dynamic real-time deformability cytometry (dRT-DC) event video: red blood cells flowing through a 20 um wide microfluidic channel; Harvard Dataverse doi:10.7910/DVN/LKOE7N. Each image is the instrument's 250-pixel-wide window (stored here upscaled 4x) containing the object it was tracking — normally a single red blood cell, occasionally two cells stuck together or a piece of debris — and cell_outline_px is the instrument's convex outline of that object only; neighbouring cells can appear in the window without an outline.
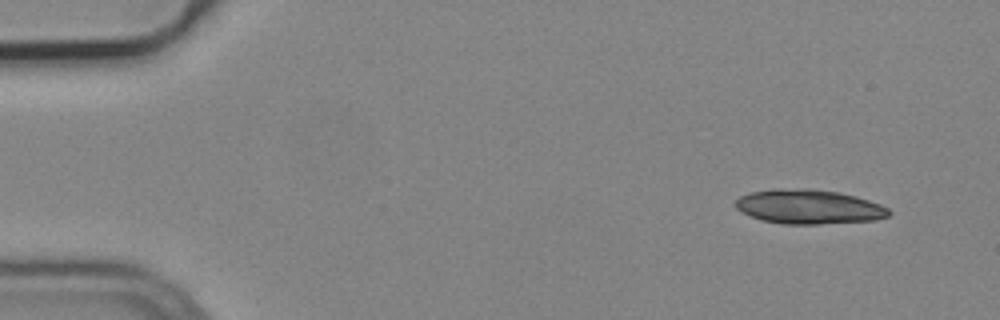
{"species": "common noctule bat (a hibernating species)", "species_latin": "Nyctalus noctula", "temperature_condition": "cold", "stored_images_in_passage": 8, "segment_of_instrument_passage": [1, 2], "camera_frame_rate_fps": 3000, "um_per_image_px": 0.085, "animal": {"sex": "male", "body_mass_g": 19.2, "forearm_length_mm": 51.8}, "frame": {"image": 1, "passage_image": 1, "time_ms": 0.0, "image_size_px": [1000, 320], "cell_outline_px": [[892, 212], [888, 216], [876, 220], [820, 224], [784, 224], [760, 220], [736, 208], [736, 200], [740, 196], [748, 192], [772, 188], [812, 188], [840, 192], [856, 196], [880, 204], [888, 208]], "centroid_in_image_um": [68.75, 17.56], "position_along_channel_um": 16.2, "area_um2": 31.04}}